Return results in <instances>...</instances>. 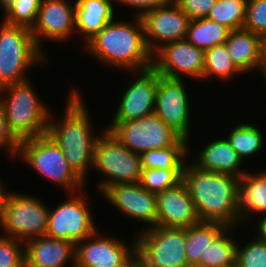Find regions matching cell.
<instances>
[{"instance_id": "obj_10", "label": "cell", "mask_w": 266, "mask_h": 267, "mask_svg": "<svg viewBox=\"0 0 266 267\" xmlns=\"http://www.w3.org/2000/svg\"><path fill=\"white\" fill-rule=\"evenodd\" d=\"M136 236V251L144 267H186V228L153 227Z\"/></svg>"}, {"instance_id": "obj_21", "label": "cell", "mask_w": 266, "mask_h": 267, "mask_svg": "<svg viewBox=\"0 0 266 267\" xmlns=\"http://www.w3.org/2000/svg\"><path fill=\"white\" fill-rule=\"evenodd\" d=\"M24 245L25 267H75L76 245L72 242L41 236Z\"/></svg>"}, {"instance_id": "obj_13", "label": "cell", "mask_w": 266, "mask_h": 267, "mask_svg": "<svg viewBox=\"0 0 266 267\" xmlns=\"http://www.w3.org/2000/svg\"><path fill=\"white\" fill-rule=\"evenodd\" d=\"M152 68L163 77L203 79L205 51L185 40L168 42L152 54ZM185 77V78H184Z\"/></svg>"}, {"instance_id": "obj_5", "label": "cell", "mask_w": 266, "mask_h": 267, "mask_svg": "<svg viewBox=\"0 0 266 267\" xmlns=\"http://www.w3.org/2000/svg\"><path fill=\"white\" fill-rule=\"evenodd\" d=\"M0 21L1 89L28 80L29 70L47 64L48 56L36 46L30 29Z\"/></svg>"}, {"instance_id": "obj_36", "label": "cell", "mask_w": 266, "mask_h": 267, "mask_svg": "<svg viewBox=\"0 0 266 267\" xmlns=\"http://www.w3.org/2000/svg\"><path fill=\"white\" fill-rule=\"evenodd\" d=\"M243 29L266 40V0H248Z\"/></svg>"}, {"instance_id": "obj_43", "label": "cell", "mask_w": 266, "mask_h": 267, "mask_svg": "<svg viewBox=\"0 0 266 267\" xmlns=\"http://www.w3.org/2000/svg\"><path fill=\"white\" fill-rule=\"evenodd\" d=\"M15 0H0V10L5 12Z\"/></svg>"}, {"instance_id": "obj_30", "label": "cell", "mask_w": 266, "mask_h": 267, "mask_svg": "<svg viewBox=\"0 0 266 267\" xmlns=\"http://www.w3.org/2000/svg\"><path fill=\"white\" fill-rule=\"evenodd\" d=\"M242 75L232 63L225 43L205 50L203 82L214 78V81L220 80V83H227L228 81L230 83V81L233 82L232 79L235 76Z\"/></svg>"}, {"instance_id": "obj_3", "label": "cell", "mask_w": 266, "mask_h": 267, "mask_svg": "<svg viewBox=\"0 0 266 267\" xmlns=\"http://www.w3.org/2000/svg\"><path fill=\"white\" fill-rule=\"evenodd\" d=\"M239 179L228 174L201 170L189 159L182 172V182L191 195L201 222H218L242 228Z\"/></svg>"}, {"instance_id": "obj_39", "label": "cell", "mask_w": 266, "mask_h": 267, "mask_svg": "<svg viewBox=\"0 0 266 267\" xmlns=\"http://www.w3.org/2000/svg\"><path fill=\"white\" fill-rule=\"evenodd\" d=\"M172 1L173 0H114V2L117 3L115 6H119V8H121V6H125V8L130 7V9H132V16L137 17H142L151 9L169 5Z\"/></svg>"}, {"instance_id": "obj_7", "label": "cell", "mask_w": 266, "mask_h": 267, "mask_svg": "<svg viewBox=\"0 0 266 267\" xmlns=\"http://www.w3.org/2000/svg\"><path fill=\"white\" fill-rule=\"evenodd\" d=\"M49 205L36 195L6 190L0 216V233L24 244L45 236Z\"/></svg>"}, {"instance_id": "obj_8", "label": "cell", "mask_w": 266, "mask_h": 267, "mask_svg": "<svg viewBox=\"0 0 266 267\" xmlns=\"http://www.w3.org/2000/svg\"><path fill=\"white\" fill-rule=\"evenodd\" d=\"M93 170L103 175L96 179L101 194L116 184L138 183L142 172L140 154L121 144L105 129L95 145Z\"/></svg>"}, {"instance_id": "obj_46", "label": "cell", "mask_w": 266, "mask_h": 267, "mask_svg": "<svg viewBox=\"0 0 266 267\" xmlns=\"http://www.w3.org/2000/svg\"><path fill=\"white\" fill-rule=\"evenodd\" d=\"M265 63H266V40H265Z\"/></svg>"}, {"instance_id": "obj_27", "label": "cell", "mask_w": 266, "mask_h": 267, "mask_svg": "<svg viewBox=\"0 0 266 267\" xmlns=\"http://www.w3.org/2000/svg\"><path fill=\"white\" fill-rule=\"evenodd\" d=\"M236 229L239 227L226 226L208 245L205 259H200L198 264L206 267H235L237 238L232 234Z\"/></svg>"}, {"instance_id": "obj_23", "label": "cell", "mask_w": 266, "mask_h": 267, "mask_svg": "<svg viewBox=\"0 0 266 267\" xmlns=\"http://www.w3.org/2000/svg\"><path fill=\"white\" fill-rule=\"evenodd\" d=\"M117 9L114 0H75V31L83 46L118 16Z\"/></svg>"}, {"instance_id": "obj_32", "label": "cell", "mask_w": 266, "mask_h": 267, "mask_svg": "<svg viewBox=\"0 0 266 267\" xmlns=\"http://www.w3.org/2000/svg\"><path fill=\"white\" fill-rule=\"evenodd\" d=\"M183 169L142 168L139 184L148 192L158 194L182 181Z\"/></svg>"}, {"instance_id": "obj_16", "label": "cell", "mask_w": 266, "mask_h": 267, "mask_svg": "<svg viewBox=\"0 0 266 267\" xmlns=\"http://www.w3.org/2000/svg\"><path fill=\"white\" fill-rule=\"evenodd\" d=\"M100 232V233H99ZM99 228L76 244L75 267H119L136 251V236L131 243L120 236L104 234Z\"/></svg>"}, {"instance_id": "obj_9", "label": "cell", "mask_w": 266, "mask_h": 267, "mask_svg": "<svg viewBox=\"0 0 266 267\" xmlns=\"http://www.w3.org/2000/svg\"><path fill=\"white\" fill-rule=\"evenodd\" d=\"M87 191L84 187L79 191L68 193L67 200L61 201L54 206L55 208L52 206L49 208L45 236L66 240L76 245L98 229L97 221L90 209L92 204Z\"/></svg>"}, {"instance_id": "obj_22", "label": "cell", "mask_w": 266, "mask_h": 267, "mask_svg": "<svg viewBox=\"0 0 266 267\" xmlns=\"http://www.w3.org/2000/svg\"><path fill=\"white\" fill-rule=\"evenodd\" d=\"M232 63L242 74L256 70L261 75L265 63V40L245 29L233 30L225 42Z\"/></svg>"}, {"instance_id": "obj_37", "label": "cell", "mask_w": 266, "mask_h": 267, "mask_svg": "<svg viewBox=\"0 0 266 267\" xmlns=\"http://www.w3.org/2000/svg\"><path fill=\"white\" fill-rule=\"evenodd\" d=\"M21 141L13 134L0 103V151H7L11 159L18 158Z\"/></svg>"}, {"instance_id": "obj_31", "label": "cell", "mask_w": 266, "mask_h": 267, "mask_svg": "<svg viewBox=\"0 0 266 267\" xmlns=\"http://www.w3.org/2000/svg\"><path fill=\"white\" fill-rule=\"evenodd\" d=\"M248 0H217L207 19L224 25L231 31L242 29Z\"/></svg>"}, {"instance_id": "obj_35", "label": "cell", "mask_w": 266, "mask_h": 267, "mask_svg": "<svg viewBox=\"0 0 266 267\" xmlns=\"http://www.w3.org/2000/svg\"><path fill=\"white\" fill-rule=\"evenodd\" d=\"M0 267H25V245L0 233Z\"/></svg>"}, {"instance_id": "obj_38", "label": "cell", "mask_w": 266, "mask_h": 267, "mask_svg": "<svg viewBox=\"0 0 266 267\" xmlns=\"http://www.w3.org/2000/svg\"><path fill=\"white\" fill-rule=\"evenodd\" d=\"M190 20L206 18L217 0H173Z\"/></svg>"}, {"instance_id": "obj_1", "label": "cell", "mask_w": 266, "mask_h": 267, "mask_svg": "<svg viewBox=\"0 0 266 267\" xmlns=\"http://www.w3.org/2000/svg\"><path fill=\"white\" fill-rule=\"evenodd\" d=\"M70 89L62 116L57 117L54 115L56 113L51 111L47 134L59 146L65 159L88 187L89 173L94 166L95 145L105 127L101 128L99 133L95 131L97 128L92 123L90 108L83 101L84 95L79 86Z\"/></svg>"}, {"instance_id": "obj_34", "label": "cell", "mask_w": 266, "mask_h": 267, "mask_svg": "<svg viewBox=\"0 0 266 267\" xmlns=\"http://www.w3.org/2000/svg\"><path fill=\"white\" fill-rule=\"evenodd\" d=\"M252 237L244 245L237 242L235 267H266V243Z\"/></svg>"}, {"instance_id": "obj_18", "label": "cell", "mask_w": 266, "mask_h": 267, "mask_svg": "<svg viewBox=\"0 0 266 267\" xmlns=\"http://www.w3.org/2000/svg\"><path fill=\"white\" fill-rule=\"evenodd\" d=\"M141 18L145 42L152 54L165 43L186 39L190 19L174 1L151 9Z\"/></svg>"}, {"instance_id": "obj_2", "label": "cell", "mask_w": 266, "mask_h": 267, "mask_svg": "<svg viewBox=\"0 0 266 267\" xmlns=\"http://www.w3.org/2000/svg\"><path fill=\"white\" fill-rule=\"evenodd\" d=\"M119 17L109 22L83 47L104 67L122 72L143 71L152 67V53L145 42L141 17ZM124 19V20H123Z\"/></svg>"}, {"instance_id": "obj_14", "label": "cell", "mask_w": 266, "mask_h": 267, "mask_svg": "<svg viewBox=\"0 0 266 267\" xmlns=\"http://www.w3.org/2000/svg\"><path fill=\"white\" fill-rule=\"evenodd\" d=\"M131 81L120 94L110 123H123L151 115L155 110L158 73L151 67L143 71L123 72ZM129 73V74H128Z\"/></svg>"}, {"instance_id": "obj_40", "label": "cell", "mask_w": 266, "mask_h": 267, "mask_svg": "<svg viewBox=\"0 0 266 267\" xmlns=\"http://www.w3.org/2000/svg\"><path fill=\"white\" fill-rule=\"evenodd\" d=\"M258 220L254 222L255 229L254 236L261 242L266 243V215H262L260 217H256Z\"/></svg>"}, {"instance_id": "obj_26", "label": "cell", "mask_w": 266, "mask_h": 267, "mask_svg": "<svg viewBox=\"0 0 266 267\" xmlns=\"http://www.w3.org/2000/svg\"><path fill=\"white\" fill-rule=\"evenodd\" d=\"M226 227L218 222H199L186 228L185 254L188 264L205 259V252L213 239Z\"/></svg>"}, {"instance_id": "obj_41", "label": "cell", "mask_w": 266, "mask_h": 267, "mask_svg": "<svg viewBox=\"0 0 266 267\" xmlns=\"http://www.w3.org/2000/svg\"><path fill=\"white\" fill-rule=\"evenodd\" d=\"M141 265V257L137 251H135L124 263L119 267H139Z\"/></svg>"}, {"instance_id": "obj_17", "label": "cell", "mask_w": 266, "mask_h": 267, "mask_svg": "<svg viewBox=\"0 0 266 267\" xmlns=\"http://www.w3.org/2000/svg\"><path fill=\"white\" fill-rule=\"evenodd\" d=\"M73 0H42L35 26L31 30L36 46L47 56L44 42L60 44L72 39L75 31Z\"/></svg>"}, {"instance_id": "obj_28", "label": "cell", "mask_w": 266, "mask_h": 267, "mask_svg": "<svg viewBox=\"0 0 266 267\" xmlns=\"http://www.w3.org/2000/svg\"><path fill=\"white\" fill-rule=\"evenodd\" d=\"M188 157V141L184 138L174 146L151 149L140 154L142 168L148 169H183Z\"/></svg>"}, {"instance_id": "obj_42", "label": "cell", "mask_w": 266, "mask_h": 267, "mask_svg": "<svg viewBox=\"0 0 266 267\" xmlns=\"http://www.w3.org/2000/svg\"><path fill=\"white\" fill-rule=\"evenodd\" d=\"M4 183L5 182H3V179L2 180L0 179V216H1V211L3 207L4 196H5L6 190L8 189V186L6 187Z\"/></svg>"}, {"instance_id": "obj_15", "label": "cell", "mask_w": 266, "mask_h": 267, "mask_svg": "<svg viewBox=\"0 0 266 267\" xmlns=\"http://www.w3.org/2000/svg\"><path fill=\"white\" fill-rule=\"evenodd\" d=\"M101 197L123 214L122 216L143 224L136 228L134 234L157 226L156 194L148 192L139 182L110 186Z\"/></svg>"}, {"instance_id": "obj_20", "label": "cell", "mask_w": 266, "mask_h": 267, "mask_svg": "<svg viewBox=\"0 0 266 267\" xmlns=\"http://www.w3.org/2000/svg\"><path fill=\"white\" fill-rule=\"evenodd\" d=\"M209 140L202 143L201 150H196L197 155L193 153V156L188 157L194 166L204 171L228 174L237 178H241L248 171L242 166L243 161L225 136H215Z\"/></svg>"}, {"instance_id": "obj_29", "label": "cell", "mask_w": 266, "mask_h": 267, "mask_svg": "<svg viewBox=\"0 0 266 267\" xmlns=\"http://www.w3.org/2000/svg\"><path fill=\"white\" fill-rule=\"evenodd\" d=\"M231 30L207 18L190 20L186 40L202 50L224 44Z\"/></svg>"}, {"instance_id": "obj_24", "label": "cell", "mask_w": 266, "mask_h": 267, "mask_svg": "<svg viewBox=\"0 0 266 267\" xmlns=\"http://www.w3.org/2000/svg\"><path fill=\"white\" fill-rule=\"evenodd\" d=\"M262 170L251 169L239 179V212L242 228L249 226L247 224L252 223L256 217L266 215V170Z\"/></svg>"}, {"instance_id": "obj_44", "label": "cell", "mask_w": 266, "mask_h": 267, "mask_svg": "<svg viewBox=\"0 0 266 267\" xmlns=\"http://www.w3.org/2000/svg\"><path fill=\"white\" fill-rule=\"evenodd\" d=\"M261 76H262L263 80L265 81L266 80V63H264V67H263ZM265 84H266V82H265Z\"/></svg>"}, {"instance_id": "obj_6", "label": "cell", "mask_w": 266, "mask_h": 267, "mask_svg": "<svg viewBox=\"0 0 266 267\" xmlns=\"http://www.w3.org/2000/svg\"><path fill=\"white\" fill-rule=\"evenodd\" d=\"M18 159L32 168L38 176L45 178V181H52L51 184L64 189L66 194L86 186V182L73 170L59 146L48 134L22 140Z\"/></svg>"}, {"instance_id": "obj_11", "label": "cell", "mask_w": 266, "mask_h": 267, "mask_svg": "<svg viewBox=\"0 0 266 267\" xmlns=\"http://www.w3.org/2000/svg\"><path fill=\"white\" fill-rule=\"evenodd\" d=\"M187 90L186 80L167 78L158 74L154 113L188 141V156H191L194 152L190 144L193 133L191 128L193 116H191L192 104L190 103L192 100L190 101L189 98L191 95Z\"/></svg>"}, {"instance_id": "obj_12", "label": "cell", "mask_w": 266, "mask_h": 267, "mask_svg": "<svg viewBox=\"0 0 266 267\" xmlns=\"http://www.w3.org/2000/svg\"><path fill=\"white\" fill-rule=\"evenodd\" d=\"M105 129L110 131L121 144L137 154L174 146L182 138L155 113L123 123H109Z\"/></svg>"}, {"instance_id": "obj_4", "label": "cell", "mask_w": 266, "mask_h": 267, "mask_svg": "<svg viewBox=\"0 0 266 267\" xmlns=\"http://www.w3.org/2000/svg\"><path fill=\"white\" fill-rule=\"evenodd\" d=\"M30 80L32 79L6 85L0 89V103L7 122L20 141L47 134L52 111L37 94L34 83Z\"/></svg>"}, {"instance_id": "obj_19", "label": "cell", "mask_w": 266, "mask_h": 267, "mask_svg": "<svg viewBox=\"0 0 266 267\" xmlns=\"http://www.w3.org/2000/svg\"><path fill=\"white\" fill-rule=\"evenodd\" d=\"M157 226L188 228L200 221L186 185L181 181L175 187L156 195Z\"/></svg>"}, {"instance_id": "obj_25", "label": "cell", "mask_w": 266, "mask_h": 267, "mask_svg": "<svg viewBox=\"0 0 266 267\" xmlns=\"http://www.w3.org/2000/svg\"><path fill=\"white\" fill-rule=\"evenodd\" d=\"M245 122L246 120L243 123L235 124V126L233 124L232 128H227L230 131L225 134L232 148L243 162L247 160L246 158H252L256 154L261 153L266 145L265 134L261 128L250 123V120L247 123Z\"/></svg>"}, {"instance_id": "obj_45", "label": "cell", "mask_w": 266, "mask_h": 267, "mask_svg": "<svg viewBox=\"0 0 266 267\" xmlns=\"http://www.w3.org/2000/svg\"><path fill=\"white\" fill-rule=\"evenodd\" d=\"M186 267H206V266L195 263V264H188Z\"/></svg>"}, {"instance_id": "obj_33", "label": "cell", "mask_w": 266, "mask_h": 267, "mask_svg": "<svg viewBox=\"0 0 266 267\" xmlns=\"http://www.w3.org/2000/svg\"><path fill=\"white\" fill-rule=\"evenodd\" d=\"M41 2L42 0H15L3 13L2 20L7 24L32 30L38 18Z\"/></svg>"}]
</instances>
